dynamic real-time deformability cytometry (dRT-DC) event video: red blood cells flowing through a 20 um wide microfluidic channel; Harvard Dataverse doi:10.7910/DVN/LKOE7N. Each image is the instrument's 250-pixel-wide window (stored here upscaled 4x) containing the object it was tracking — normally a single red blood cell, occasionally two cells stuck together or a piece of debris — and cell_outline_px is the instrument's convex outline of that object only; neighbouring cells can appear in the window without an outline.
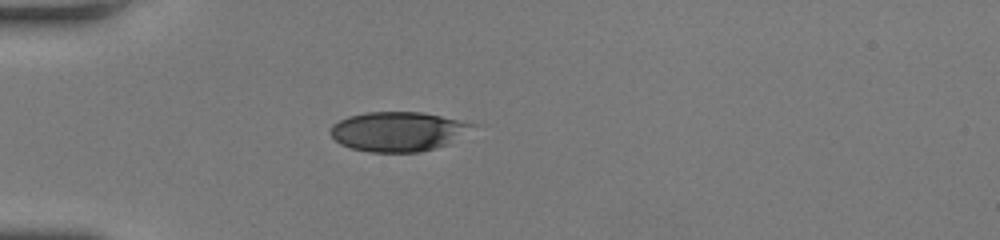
{"species": "human", "species_latin": "Homo sapiens", "temperature_condition": "room temperature", "stored_images_in_passage": 36, "camera_frame_rate_fps": 3000, "um_per_image_px": 0.085, "donor": {"sex": "female"}, "frame": {"image": 1, "passage_image": 1, "time_ms": 0.0, "image_size_px": [1000, 240], "cell_outline_px": [[476, 124], [452, 144], [420, 152], [372, 152], [352, 148], [340, 144], [332, 136], [332, 124], [348, 116], [368, 112], [420, 112], [440, 116]], "centroid_in_image_um": [33.84, 11.19], "position_along_channel_um": 51.2, "area_um2": 32.48}}
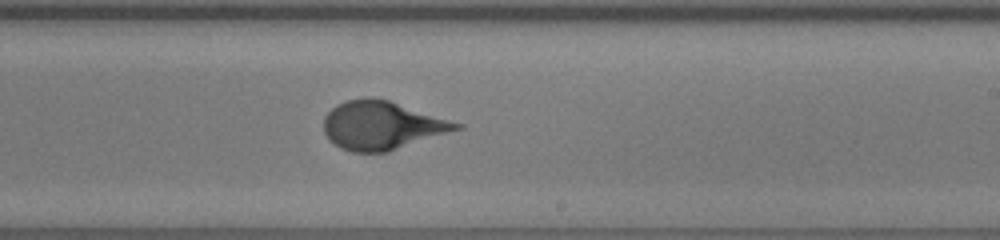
{"frame": {"image": 2, "passage_image": 17, "time_ms": 5.333, "image_size_px": [1000, 240], "cell_outline_px": [[464, 128], [388, 152], [352, 152], [340, 148], [328, 140], [324, 132], [324, 116], [336, 104], [348, 100], [388, 100], [464, 124]], "centroid_in_image_um": [32.48, 10.7], "position_along_channel_um": 256.5, "area_um2": 37.05}}
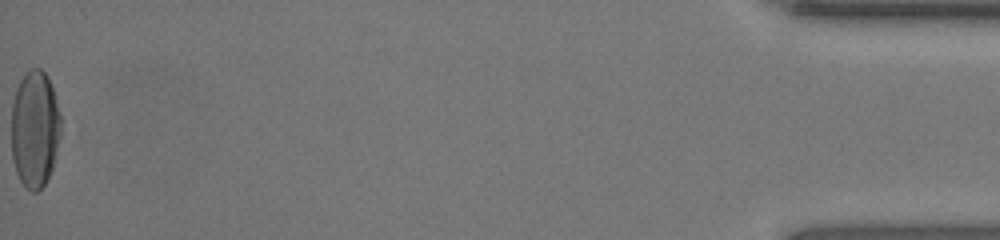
{"frame": {"image": 3, "passage_image": 36, "time_ms": 11.667, "image_size_px": [1000, 240], "cell_outline_px": [[64, 120], [52, 168], [48, 180], [36, 192], [32, 192], [20, 180], [16, 172], [12, 160], [12, 104], [16, 88], [20, 80], [32, 68], [40, 68], [44, 72], [56, 96]], "centroid_in_image_um": [2.99, 10.97], "position_along_channel_um": 432.2, "area_um2": 34.1}, "authors_computed_cell_mechanics": {"area_um2": 35.5181, "velocity_mm_per_s": 4.2493, "shape_relaxation_time_tau1_ms": 4.0482, "shape_relaxation_time_tau2_ms": null, "deformation_change_tau1": 0.1886, "deformation_change_tau2": null}}